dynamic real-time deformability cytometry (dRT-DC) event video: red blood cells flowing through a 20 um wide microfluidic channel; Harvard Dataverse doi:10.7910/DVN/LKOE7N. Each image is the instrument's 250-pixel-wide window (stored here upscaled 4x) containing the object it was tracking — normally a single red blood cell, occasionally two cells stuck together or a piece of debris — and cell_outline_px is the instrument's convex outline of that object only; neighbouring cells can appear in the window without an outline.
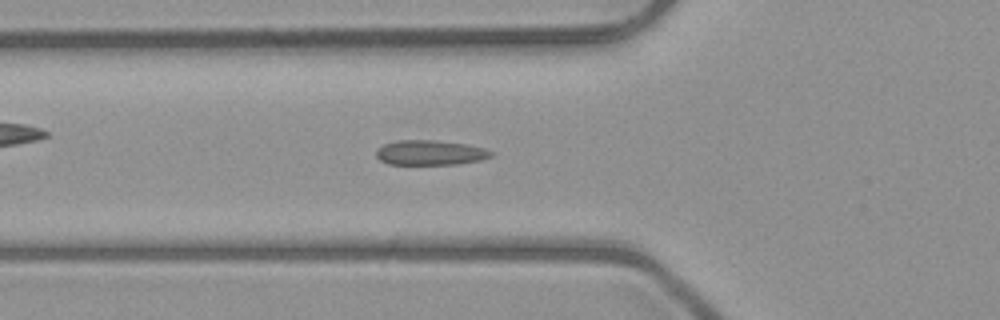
{"species": "common noctule bat (a hibernating species)", "species_latin": "Nyctalus noctula", "temperature_condition": "room temperature", "stored_images_in_passage": 52, "camera_frame_rate_fps": 3000, "um_per_image_px": 0.085, "animal": {"sex": "male", "body_mass_g": 23.1, "forearm_length_mm": 52.7}, "frame": {"image": 1, "passage_image": 18, "time_ms": 5.667, "image_size_px": [1000, 320], "cell_outline_px": [[492, 156], [480, 160], [456, 164], [388, 164], [380, 160], [376, 156], [376, 148], [384, 144], [396, 140], [436, 140], [464, 144], [484, 148], [492, 152]], "centroid_in_image_um": [36.51, 12.97], "position_along_channel_um": 89.3, "area_um2": 16.59}}
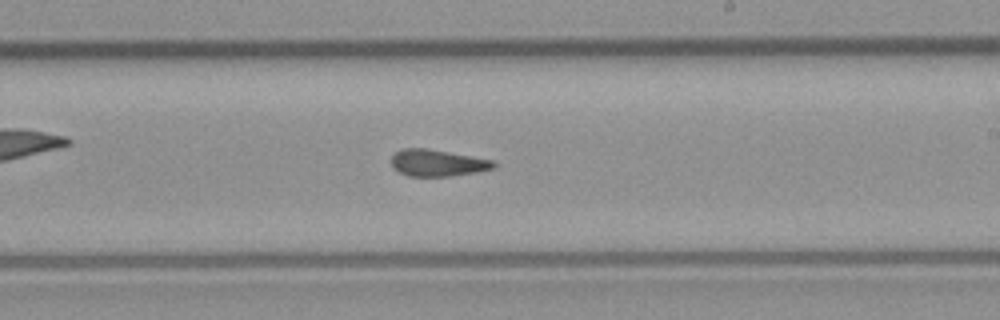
{"frame": {"image": 2, "passage_image": 30, "time_ms": 9.667, "image_size_px": [1000, 320], "cell_outline_px": [[500, 164], [496, 168], [476, 172], [452, 176], [408, 176], [392, 168], [392, 156], [396, 152], [404, 148], [428, 148], [492, 160]], "centroid_in_image_um": [37.22, 13.85], "position_along_channel_um": 251.8, "area_um2": 16.01}}
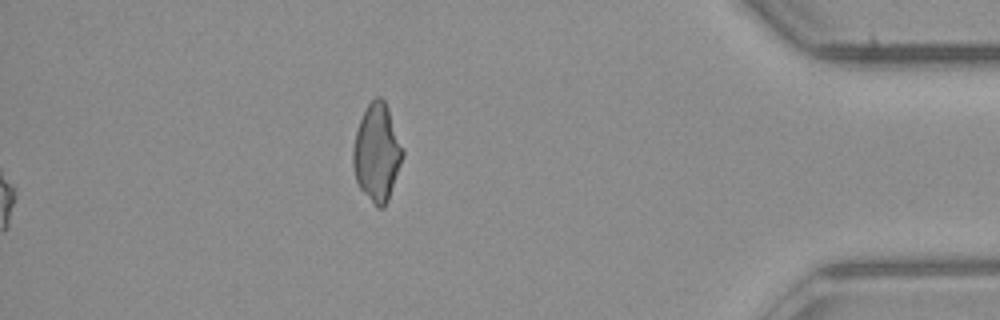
{"frame": {"image": 3, "passage_image": 52, "time_ms": 17.0, "image_size_px": [1000, 320], "cell_outline_px": [[404, 156], [388, 200], [384, 208], [376, 208], [360, 188], [356, 180], [352, 164], [352, 148], [356, 132], [360, 120], [368, 104], [376, 96], [380, 96], [384, 100], [388, 108], [404, 148]], "centroid_in_image_um": [32.05, 12.99], "position_along_channel_um": 403.2, "area_um2": 28.32}, "authors_computed_cell_mechanics": {"area_um2": 16.5019, "velocity_mm_per_s": 4.0434, "shape_relaxation_time_tau1_ms": null, "shape_relaxation_time_tau2_ms": 2.8075, "deformation_change_tau1": null, "deformation_change_tau2": 0.0939}}